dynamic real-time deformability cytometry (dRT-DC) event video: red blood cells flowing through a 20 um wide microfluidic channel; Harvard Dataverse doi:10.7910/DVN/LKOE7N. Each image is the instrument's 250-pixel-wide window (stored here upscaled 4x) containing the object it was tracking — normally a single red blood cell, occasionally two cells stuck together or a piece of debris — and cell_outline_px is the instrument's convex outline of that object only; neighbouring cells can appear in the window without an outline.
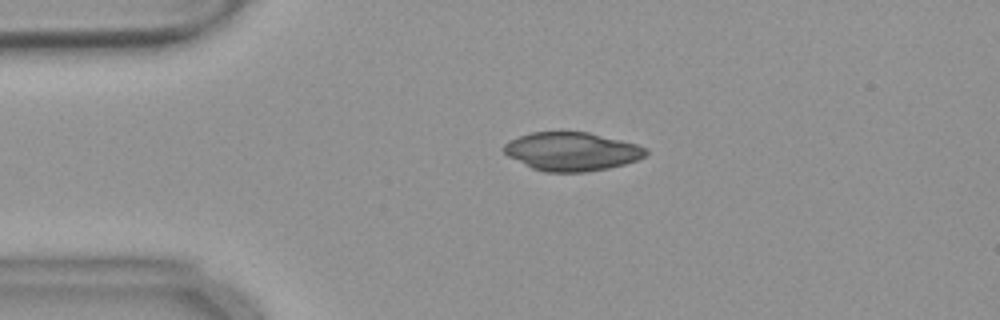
{"species": "common noctule bat (a hibernating species)", "species_latin": "Nyctalus noctula", "temperature_condition": "warm", "stored_images_in_passage": 53, "camera_frame_rate_fps": 3000, "um_per_image_px": 0.085, "animal": {"sex": "female", "body_mass_g": 18.4}, "frame": {"image": 1, "passage_image": 10, "time_ms": 3.0, "image_size_px": [1000, 320], "cell_outline_px": [[648, 152], [644, 156], [636, 160], [624, 164], [608, 168], [584, 172], [544, 172], [532, 168], [508, 156], [500, 148], [508, 140], [532, 132], [588, 132], [636, 144], [648, 148]], "centroid_in_image_um": [48.57, 12.88], "position_along_channel_um": 36.4, "area_um2": 31.79}}
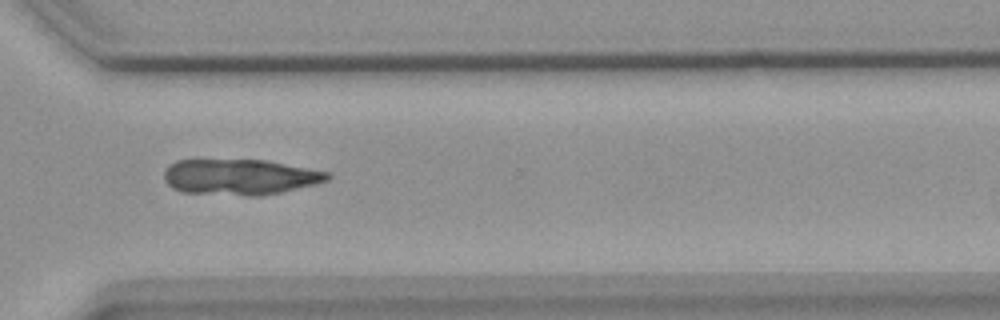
{"frame": {"image": 2, "passage_image": 38, "time_ms": 12.333, "image_size_px": [1000, 320], "cell_outline_px": [[332, 176], [328, 180], [316, 184], [280, 192], [260, 196], [248, 196], [180, 192], [172, 188], [164, 180], [164, 172], [168, 164], [176, 160], [264, 160], [328, 172]], "centroid_in_image_um": [20.35, 15.05], "position_along_channel_um": 350.3, "area_um2": 34.04}}
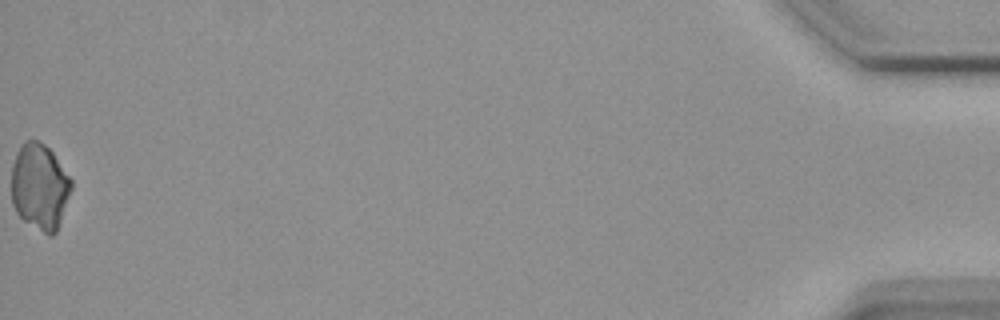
{"frame": {"image": 3, "passage_image": 53, "time_ms": 17.333, "image_size_px": [1000, 320], "cell_outline_px": [[72, 188], [56, 232], [52, 236], [48, 236], [24, 220], [16, 212], [12, 204], [12, 164], [16, 152], [24, 140], [40, 140], [52, 152], [72, 180]], "centroid_in_image_um": [3.36, 15.86], "position_along_channel_um": 431.8, "area_um2": 30.06}}